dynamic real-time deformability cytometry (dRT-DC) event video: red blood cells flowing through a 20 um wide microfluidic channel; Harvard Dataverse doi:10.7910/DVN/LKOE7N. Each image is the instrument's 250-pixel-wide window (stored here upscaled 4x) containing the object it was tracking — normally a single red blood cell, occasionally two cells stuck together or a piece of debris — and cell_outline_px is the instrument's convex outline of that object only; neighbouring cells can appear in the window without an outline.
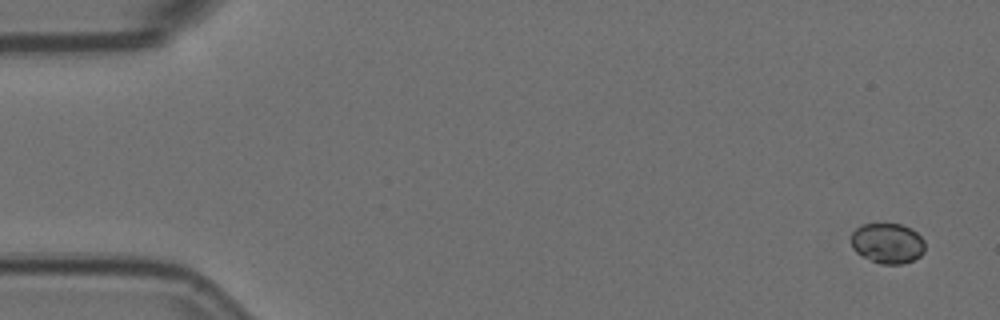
{"species": "Egyptian fruit bat (a non-hibernating species)", "species_latin": "Rousettus aegyptiacus", "temperature_condition": "room temperature", "stored_images_in_passage": 4, "camera_frame_rate_fps": 3000, "um_per_image_px": 0.085, "animal": {"sex": "female"}, "frame": {"image": 1, "passage_image": 1, "time_ms": 0.0, "image_size_px": [1000, 320], "cell_outline_px": [[924, 252], [920, 256], [912, 260], [900, 264], [880, 264], [860, 256], [852, 248], [852, 232], [856, 228], [864, 224], [900, 224], [912, 228], [924, 240]], "centroid_in_image_um": [75.43, 20.68], "position_along_channel_um": 9.6, "area_um2": 17.4}}
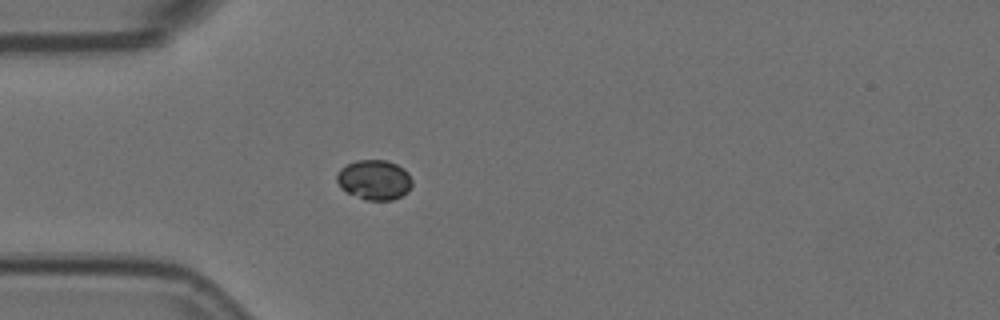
{"frame": {"image": 2, "passage_image": 4, "time_ms": 1.0, "image_size_px": [1000, 320], "cell_outline_px": [[412, 184], [408, 192], [392, 200], [364, 200], [340, 188], [336, 180], [336, 172], [340, 168], [356, 160], [388, 160], [404, 168], [408, 172], [412, 180]], "centroid_in_image_um": [31.81, 15.28], "position_along_channel_um": 53.2, "area_um2": 17.69}}